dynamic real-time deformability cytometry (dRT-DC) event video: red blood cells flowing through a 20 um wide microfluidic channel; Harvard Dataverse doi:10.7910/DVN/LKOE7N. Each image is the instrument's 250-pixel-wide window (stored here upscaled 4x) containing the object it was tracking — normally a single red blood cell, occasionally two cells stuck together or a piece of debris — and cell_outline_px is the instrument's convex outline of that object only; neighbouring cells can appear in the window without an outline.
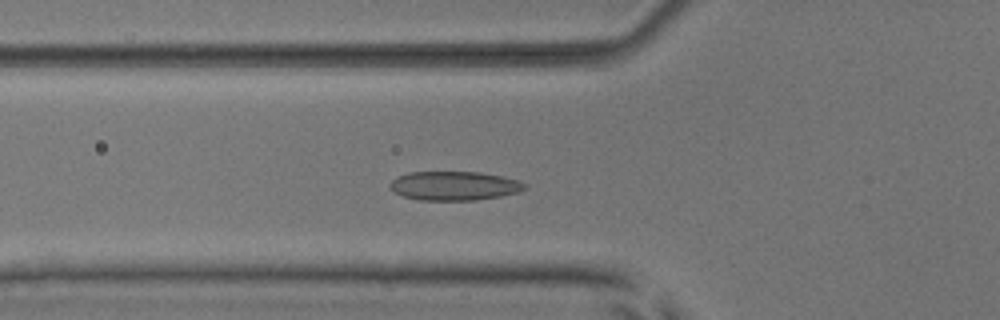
{"species": "common noctule bat (a hibernating species)", "species_latin": "Nyctalus noctula", "temperature_condition": "room temperature", "stored_images_in_passage": 51, "camera_frame_rate_fps": 3000, "um_per_image_px": 0.085, "animal": {"sex": "male", "body_mass_g": 17.9, "forearm_length_mm": 54.2}, "frame": {"image": 1, "passage_image": 17, "time_ms": 5.333, "image_size_px": [1000, 320], "cell_outline_px": [[528, 188], [520, 192], [500, 196], [476, 200], [420, 200], [404, 196], [388, 188], [388, 184], [396, 176], [408, 172], [480, 172], [500, 176], [516, 180], [528, 184]], "centroid_in_image_um": [38.61, 15.79], "position_along_channel_um": 87.2, "area_um2": 22.89}}
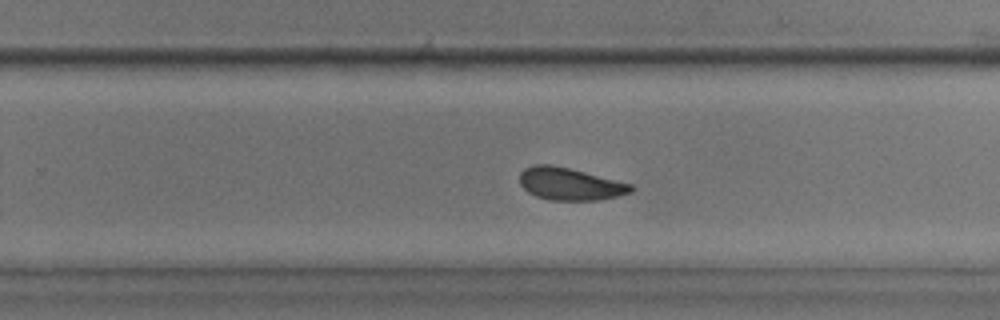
{"frame": {"image": 2, "passage_image": 32, "time_ms": 10.333, "image_size_px": [1000, 320], "cell_outline_px": [[636, 188], [632, 192], [600, 200], [548, 200], [536, 196], [528, 192], [520, 184], [520, 172], [524, 168], [532, 164], [552, 164], [632, 184]], "centroid_in_image_um": [48.43, 15.63], "position_along_channel_um": 281.4, "area_um2": 21.04}}
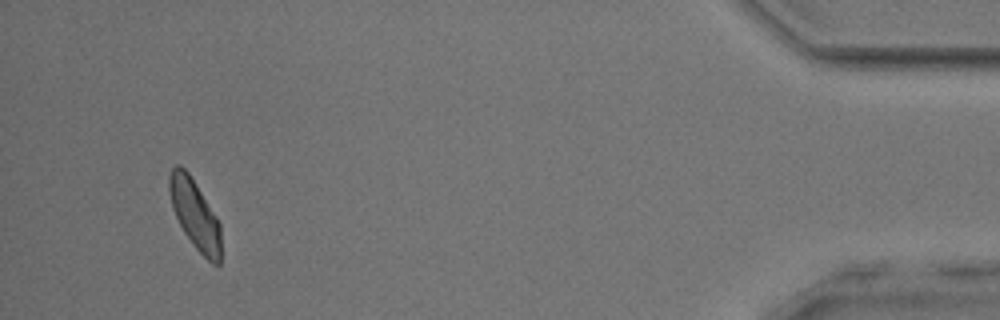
{"frame": {"image": 3, "passage_image": 48, "time_ms": 15.667, "image_size_px": [1000, 320], "cell_outline_px": [[220, 264], [212, 264], [192, 244], [184, 232], [172, 208], [168, 192], [168, 176], [172, 168], [176, 164], [180, 164], [188, 172], [216, 216], [220, 224]], "centroid_in_image_um": [16.53, 18.19], "position_along_channel_um": 418.7, "area_um2": 20.75}, "authors_computed_cell_mechanics": {"area_um2": 21.675, "velocity_mm_per_s": 3.8931, "shape_relaxation_time_tau1_ms": 2.7654, "shape_relaxation_time_tau2_ms": 1.4627, "deformation_change_tau1": 0.09, "deformation_change_tau2": 0.0661}}